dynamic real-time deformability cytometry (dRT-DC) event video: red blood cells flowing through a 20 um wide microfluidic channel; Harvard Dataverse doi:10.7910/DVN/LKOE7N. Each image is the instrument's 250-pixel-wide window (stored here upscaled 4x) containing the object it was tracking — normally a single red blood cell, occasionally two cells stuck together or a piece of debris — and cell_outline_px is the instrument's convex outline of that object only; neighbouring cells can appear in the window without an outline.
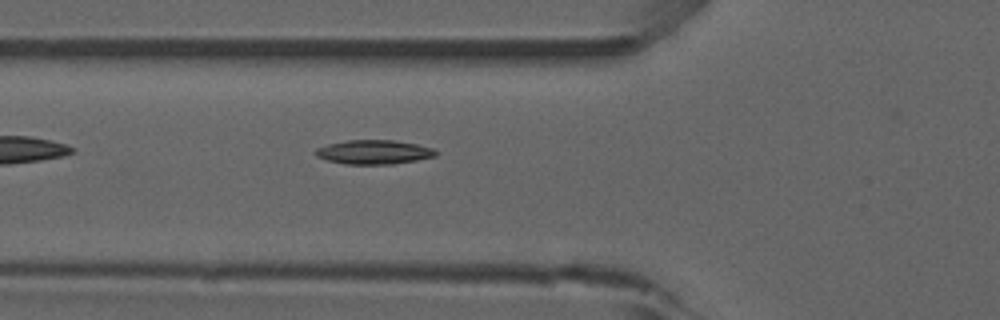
{"species": "common noctule bat (a hibernating species)", "species_latin": "Nyctalus noctula", "temperature_condition": "room temperature", "stored_images_in_passage": 4, "camera_frame_rate_fps": 3000, "um_per_image_px": 0.085, "animal": {"sex": "male", "forearm_length_mm": 52.5}, "frame": {"image": 1, "passage_image": 4, "time_ms": 6.0, "image_size_px": [1000, 320], "cell_outline_px": [[436, 156], [416, 160], [392, 164], [344, 164], [328, 160], [316, 156], [312, 152], [316, 148], [328, 144], [348, 140], [392, 140], [416, 144], [432, 148], [436, 152]], "centroid_in_image_um": [31.73, 12.93], "position_along_channel_um": 94.1, "area_um2": 16.82}}